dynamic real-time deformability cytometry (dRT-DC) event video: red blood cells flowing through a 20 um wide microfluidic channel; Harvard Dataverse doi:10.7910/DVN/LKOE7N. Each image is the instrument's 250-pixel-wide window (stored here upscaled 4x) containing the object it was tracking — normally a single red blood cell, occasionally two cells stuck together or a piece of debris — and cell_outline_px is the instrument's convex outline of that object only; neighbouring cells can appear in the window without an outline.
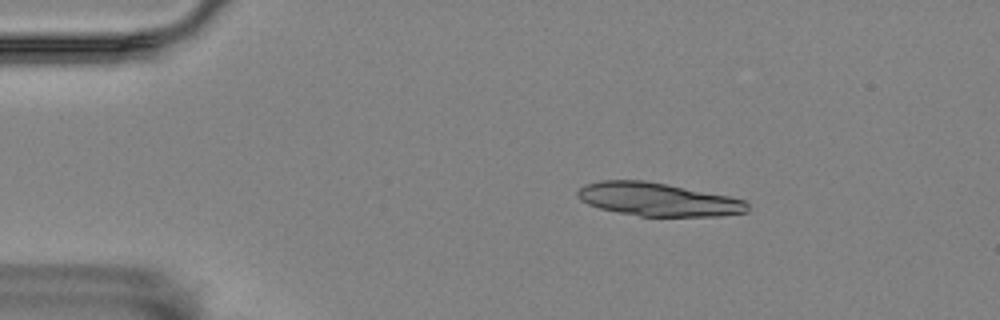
{"species": "Egyptian fruit bat (a non-hibernating species)", "species_latin": "Rousettus aegyptiacus", "temperature_condition": "room temperature", "stored_images_in_passage": 4, "camera_frame_rate_fps": 3000, "um_per_image_px": 0.085, "animal": {"sex": "female"}, "frame": {"image": 1, "passage_image": 2, "time_ms": 0.333, "image_size_px": [1000, 320], "cell_outline_px": [[748, 212], [720, 216], [640, 216], [600, 208], [588, 204], [580, 200], [576, 192], [584, 184], [600, 180], [644, 180], [728, 196], [744, 200], [748, 204]], "centroid_in_image_um": [55.9, 16.95], "position_along_channel_um": 29.1, "area_um2": 32.66}}